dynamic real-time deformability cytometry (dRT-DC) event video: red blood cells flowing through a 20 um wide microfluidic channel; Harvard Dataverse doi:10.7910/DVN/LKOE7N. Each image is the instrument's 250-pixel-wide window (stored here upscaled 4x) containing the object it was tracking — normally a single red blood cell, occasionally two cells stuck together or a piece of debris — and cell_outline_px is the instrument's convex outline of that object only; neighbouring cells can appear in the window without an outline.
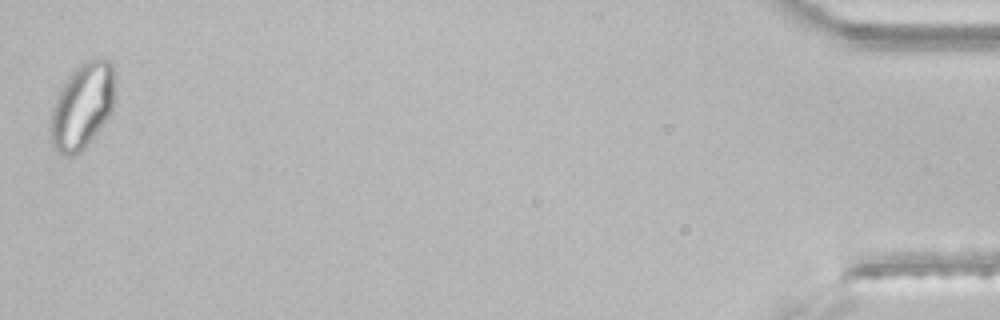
{"species": "common noctule bat (a hibernating species)", "species_latin": "Nyctalus noctula", "temperature_condition": "room temperature", "stored_images_in_passage": 39, "segment_of_instrument_passage": [2, 2], "camera_frame_rate_fps": 3000, "um_per_image_px": 0.085, "animal": {"sex": "male", "body_mass_g": 21.5, "forearm_length_mm": 52.0}, "frame": {"image": 1, "passage_image": 39, "time_ms": 12.667, "image_size_px": [1000, 320], "cell_outline_px": [[116, 100], [112, 112], [88, 144], [80, 152], [72, 156], [60, 156], [52, 148], [48, 140], [48, 128], [52, 108], [56, 96], [60, 88], [68, 76], [80, 64], [92, 56], [96, 56], [112, 60]], "centroid_in_image_um": [6.97, 9.02], "position_along_channel_um": 428.2, "area_um2": 33.52}}